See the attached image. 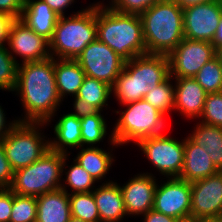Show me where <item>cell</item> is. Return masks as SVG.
Here are the masks:
<instances>
[{"instance_id":"cell-23","label":"cell","mask_w":222,"mask_h":222,"mask_svg":"<svg viewBox=\"0 0 222 222\" xmlns=\"http://www.w3.org/2000/svg\"><path fill=\"white\" fill-rule=\"evenodd\" d=\"M54 73L58 94L62 101L65 96H76L86 77L75 59L54 58Z\"/></svg>"},{"instance_id":"cell-42","label":"cell","mask_w":222,"mask_h":222,"mask_svg":"<svg viewBox=\"0 0 222 222\" xmlns=\"http://www.w3.org/2000/svg\"><path fill=\"white\" fill-rule=\"evenodd\" d=\"M42 1H44L58 16H66L65 10L75 2V0H42Z\"/></svg>"},{"instance_id":"cell-15","label":"cell","mask_w":222,"mask_h":222,"mask_svg":"<svg viewBox=\"0 0 222 222\" xmlns=\"http://www.w3.org/2000/svg\"><path fill=\"white\" fill-rule=\"evenodd\" d=\"M8 46L11 56L19 64L16 55L21 57L23 62L42 61L49 59L50 41L45 37L36 34L20 19H16L11 25L8 37ZM15 54V56H14Z\"/></svg>"},{"instance_id":"cell-32","label":"cell","mask_w":222,"mask_h":222,"mask_svg":"<svg viewBox=\"0 0 222 222\" xmlns=\"http://www.w3.org/2000/svg\"><path fill=\"white\" fill-rule=\"evenodd\" d=\"M37 200L35 196H21L13 193L10 222H36Z\"/></svg>"},{"instance_id":"cell-10","label":"cell","mask_w":222,"mask_h":222,"mask_svg":"<svg viewBox=\"0 0 222 222\" xmlns=\"http://www.w3.org/2000/svg\"><path fill=\"white\" fill-rule=\"evenodd\" d=\"M75 60L86 76L101 80L110 86L114 85L126 62L98 39L87 45Z\"/></svg>"},{"instance_id":"cell-40","label":"cell","mask_w":222,"mask_h":222,"mask_svg":"<svg viewBox=\"0 0 222 222\" xmlns=\"http://www.w3.org/2000/svg\"><path fill=\"white\" fill-rule=\"evenodd\" d=\"M15 20L16 18L9 14L0 13V47L6 46L8 43L11 25Z\"/></svg>"},{"instance_id":"cell-2","label":"cell","mask_w":222,"mask_h":222,"mask_svg":"<svg viewBox=\"0 0 222 222\" xmlns=\"http://www.w3.org/2000/svg\"><path fill=\"white\" fill-rule=\"evenodd\" d=\"M97 39L125 61L145 55L142 20L138 14L121 13L96 3Z\"/></svg>"},{"instance_id":"cell-29","label":"cell","mask_w":222,"mask_h":222,"mask_svg":"<svg viewBox=\"0 0 222 222\" xmlns=\"http://www.w3.org/2000/svg\"><path fill=\"white\" fill-rule=\"evenodd\" d=\"M101 113L102 111H99L97 114L80 119L82 146L95 147L103 142L108 134V125Z\"/></svg>"},{"instance_id":"cell-27","label":"cell","mask_w":222,"mask_h":222,"mask_svg":"<svg viewBox=\"0 0 222 222\" xmlns=\"http://www.w3.org/2000/svg\"><path fill=\"white\" fill-rule=\"evenodd\" d=\"M111 95H113L112 86L86 76L76 96L86 100L88 104L94 105L99 111H103V108H107Z\"/></svg>"},{"instance_id":"cell-13","label":"cell","mask_w":222,"mask_h":222,"mask_svg":"<svg viewBox=\"0 0 222 222\" xmlns=\"http://www.w3.org/2000/svg\"><path fill=\"white\" fill-rule=\"evenodd\" d=\"M222 208V171L191 182L190 220L216 219Z\"/></svg>"},{"instance_id":"cell-34","label":"cell","mask_w":222,"mask_h":222,"mask_svg":"<svg viewBox=\"0 0 222 222\" xmlns=\"http://www.w3.org/2000/svg\"><path fill=\"white\" fill-rule=\"evenodd\" d=\"M198 120L208 125L222 127V91L207 93L202 115Z\"/></svg>"},{"instance_id":"cell-19","label":"cell","mask_w":222,"mask_h":222,"mask_svg":"<svg viewBox=\"0 0 222 222\" xmlns=\"http://www.w3.org/2000/svg\"><path fill=\"white\" fill-rule=\"evenodd\" d=\"M217 172L219 170L215 167L209 154L187 136L184 141L183 168L178 178L191 183Z\"/></svg>"},{"instance_id":"cell-9","label":"cell","mask_w":222,"mask_h":222,"mask_svg":"<svg viewBox=\"0 0 222 222\" xmlns=\"http://www.w3.org/2000/svg\"><path fill=\"white\" fill-rule=\"evenodd\" d=\"M184 141L165 134L140 140L141 149L150 164L166 178L179 177L184 162Z\"/></svg>"},{"instance_id":"cell-7","label":"cell","mask_w":222,"mask_h":222,"mask_svg":"<svg viewBox=\"0 0 222 222\" xmlns=\"http://www.w3.org/2000/svg\"><path fill=\"white\" fill-rule=\"evenodd\" d=\"M66 154L47 150L36 162L14 171L10 190L21 196L38 197L60 189Z\"/></svg>"},{"instance_id":"cell-31","label":"cell","mask_w":222,"mask_h":222,"mask_svg":"<svg viewBox=\"0 0 222 222\" xmlns=\"http://www.w3.org/2000/svg\"><path fill=\"white\" fill-rule=\"evenodd\" d=\"M71 216L86 222H100L93 192L69 194Z\"/></svg>"},{"instance_id":"cell-4","label":"cell","mask_w":222,"mask_h":222,"mask_svg":"<svg viewBox=\"0 0 222 222\" xmlns=\"http://www.w3.org/2000/svg\"><path fill=\"white\" fill-rule=\"evenodd\" d=\"M140 18L146 54L169 55L184 38L183 9L172 0H159Z\"/></svg>"},{"instance_id":"cell-30","label":"cell","mask_w":222,"mask_h":222,"mask_svg":"<svg viewBox=\"0 0 222 222\" xmlns=\"http://www.w3.org/2000/svg\"><path fill=\"white\" fill-rule=\"evenodd\" d=\"M198 84L207 92L222 91V58L217 54L208 61L194 76Z\"/></svg>"},{"instance_id":"cell-45","label":"cell","mask_w":222,"mask_h":222,"mask_svg":"<svg viewBox=\"0 0 222 222\" xmlns=\"http://www.w3.org/2000/svg\"><path fill=\"white\" fill-rule=\"evenodd\" d=\"M172 1L177 3L182 9H185L191 6L207 3L213 0H172Z\"/></svg>"},{"instance_id":"cell-12","label":"cell","mask_w":222,"mask_h":222,"mask_svg":"<svg viewBox=\"0 0 222 222\" xmlns=\"http://www.w3.org/2000/svg\"><path fill=\"white\" fill-rule=\"evenodd\" d=\"M166 180L157 183L153 209L181 222L190 220L191 183L178 177Z\"/></svg>"},{"instance_id":"cell-28","label":"cell","mask_w":222,"mask_h":222,"mask_svg":"<svg viewBox=\"0 0 222 222\" xmlns=\"http://www.w3.org/2000/svg\"><path fill=\"white\" fill-rule=\"evenodd\" d=\"M173 77L169 75L164 81L155 86L144 96V100L155 107L165 117L174 109L175 84Z\"/></svg>"},{"instance_id":"cell-16","label":"cell","mask_w":222,"mask_h":222,"mask_svg":"<svg viewBox=\"0 0 222 222\" xmlns=\"http://www.w3.org/2000/svg\"><path fill=\"white\" fill-rule=\"evenodd\" d=\"M155 177L150 172H141L120 185L127 217L135 215L139 217L153 209L158 183Z\"/></svg>"},{"instance_id":"cell-35","label":"cell","mask_w":222,"mask_h":222,"mask_svg":"<svg viewBox=\"0 0 222 222\" xmlns=\"http://www.w3.org/2000/svg\"><path fill=\"white\" fill-rule=\"evenodd\" d=\"M159 0H109L108 6L121 13L140 15Z\"/></svg>"},{"instance_id":"cell-3","label":"cell","mask_w":222,"mask_h":222,"mask_svg":"<svg viewBox=\"0 0 222 222\" xmlns=\"http://www.w3.org/2000/svg\"><path fill=\"white\" fill-rule=\"evenodd\" d=\"M170 75L168 55L145 54L126 61L112 86L120 105L142 100Z\"/></svg>"},{"instance_id":"cell-48","label":"cell","mask_w":222,"mask_h":222,"mask_svg":"<svg viewBox=\"0 0 222 222\" xmlns=\"http://www.w3.org/2000/svg\"><path fill=\"white\" fill-rule=\"evenodd\" d=\"M201 222H219L217 219L201 220Z\"/></svg>"},{"instance_id":"cell-11","label":"cell","mask_w":222,"mask_h":222,"mask_svg":"<svg viewBox=\"0 0 222 222\" xmlns=\"http://www.w3.org/2000/svg\"><path fill=\"white\" fill-rule=\"evenodd\" d=\"M218 54L207 41L183 38L168 55L170 75L173 78H194L197 72Z\"/></svg>"},{"instance_id":"cell-36","label":"cell","mask_w":222,"mask_h":222,"mask_svg":"<svg viewBox=\"0 0 222 222\" xmlns=\"http://www.w3.org/2000/svg\"><path fill=\"white\" fill-rule=\"evenodd\" d=\"M14 171L12 170L6 153L0 141V188H10L13 181Z\"/></svg>"},{"instance_id":"cell-41","label":"cell","mask_w":222,"mask_h":222,"mask_svg":"<svg viewBox=\"0 0 222 222\" xmlns=\"http://www.w3.org/2000/svg\"><path fill=\"white\" fill-rule=\"evenodd\" d=\"M141 216H143V222H181L176 218L157 212L154 209L149 210Z\"/></svg>"},{"instance_id":"cell-21","label":"cell","mask_w":222,"mask_h":222,"mask_svg":"<svg viewBox=\"0 0 222 222\" xmlns=\"http://www.w3.org/2000/svg\"><path fill=\"white\" fill-rule=\"evenodd\" d=\"M37 200L36 222H69L71 217L69 193L62 189L44 193Z\"/></svg>"},{"instance_id":"cell-44","label":"cell","mask_w":222,"mask_h":222,"mask_svg":"<svg viewBox=\"0 0 222 222\" xmlns=\"http://www.w3.org/2000/svg\"><path fill=\"white\" fill-rule=\"evenodd\" d=\"M211 44L214 46V48L219 51L222 49V16L219 21V25L217 28V31L215 33L214 39L211 42Z\"/></svg>"},{"instance_id":"cell-1","label":"cell","mask_w":222,"mask_h":222,"mask_svg":"<svg viewBox=\"0 0 222 222\" xmlns=\"http://www.w3.org/2000/svg\"><path fill=\"white\" fill-rule=\"evenodd\" d=\"M13 92L20 97L25 112L24 117L16 121L50 124L62 104L55 82L54 58L20 62Z\"/></svg>"},{"instance_id":"cell-22","label":"cell","mask_w":222,"mask_h":222,"mask_svg":"<svg viewBox=\"0 0 222 222\" xmlns=\"http://www.w3.org/2000/svg\"><path fill=\"white\" fill-rule=\"evenodd\" d=\"M53 130L55 138H48L50 150L69 154L68 149L82 146L80 119L75 115L63 114Z\"/></svg>"},{"instance_id":"cell-14","label":"cell","mask_w":222,"mask_h":222,"mask_svg":"<svg viewBox=\"0 0 222 222\" xmlns=\"http://www.w3.org/2000/svg\"><path fill=\"white\" fill-rule=\"evenodd\" d=\"M222 16L218 0L183 9L184 37L212 42Z\"/></svg>"},{"instance_id":"cell-47","label":"cell","mask_w":222,"mask_h":222,"mask_svg":"<svg viewBox=\"0 0 222 222\" xmlns=\"http://www.w3.org/2000/svg\"><path fill=\"white\" fill-rule=\"evenodd\" d=\"M219 222H222V208L220 210V213L218 215V217L216 218Z\"/></svg>"},{"instance_id":"cell-33","label":"cell","mask_w":222,"mask_h":222,"mask_svg":"<svg viewBox=\"0 0 222 222\" xmlns=\"http://www.w3.org/2000/svg\"><path fill=\"white\" fill-rule=\"evenodd\" d=\"M18 63L7 46L0 47V90L13 92L17 81Z\"/></svg>"},{"instance_id":"cell-39","label":"cell","mask_w":222,"mask_h":222,"mask_svg":"<svg viewBox=\"0 0 222 222\" xmlns=\"http://www.w3.org/2000/svg\"><path fill=\"white\" fill-rule=\"evenodd\" d=\"M24 7V0H0V13H6L20 19Z\"/></svg>"},{"instance_id":"cell-18","label":"cell","mask_w":222,"mask_h":222,"mask_svg":"<svg viewBox=\"0 0 222 222\" xmlns=\"http://www.w3.org/2000/svg\"><path fill=\"white\" fill-rule=\"evenodd\" d=\"M97 187L92 192L100 216V222L123 221L127 213L120 184L110 180L109 182L104 181Z\"/></svg>"},{"instance_id":"cell-24","label":"cell","mask_w":222,"mask_h":222,"mask_svg":"<svg viewBox=\"0 0 222 222\" xmlns=\"http://www.w3.org/2000/svg\"><path fill=\"white\" fill-rule=\"evenodd\" d=\"M80 151L75 156L74 160L83 167L91 177L97 182H101L102 179L109 174L114 160V155L111 153L113 149L108 152L98 146H81Z\"/></svg>"},{"instance_id":"cell-49","label":"cell","mask_w":222,"mask_h":222,"mask_svg":"<svg viewBox=\"0 0 222 222\" xmlns=\"http://www.w3.org/2000/svg\"><path fill=\"white\" fill-rule=\"evenodd\" d=\"M218 54L221 56L222 58V49L218 51Z\"/></svg>"},{"instance_id":"cell-43","label":"cell","mask_w":222,"mask_h":222,"mask_svg":"<svg viewBox=\"0 0 222 222\" xmlns=\"http://www.w3.org/2000/svg\"><path fill=\"white\" fill-rule=\"evenodd\" d=\"M5 116L6 115H5L4 109L0 105V141L7 134V131L10 129V127L16 121V120H12L11 122L6 121L7 118Z\"/></svg>"},{"instance_id":"cell-17","label":"cell","mask_w":222,"mask_h":222,"mask_svg":"<svg viewBox=\"0 0 222 222\" xmlns=\"http://www.w3.org/2000/svg\"><path fill=\"white\" fill-rule=\"evenodd\" d=\"M175 84V111L186 118L199 119L207 92L194 78H173Z\"/></svg>"},{"instance_id":"cell-25","label":"cell","mask_w":222,"mask_h":222,"mask_svg":"<svg viewBox=\"0 0 222 222\" xmlns=\"http://www.w3.org/2000/svg\"><path fill=\"white\" fill-rule=\"evenodd\" d=\"M188 137L209 154L215 167L222 171V127L198 122Z\"/></svg>"},{"instance_id":"cell-20","label":"cell","mask_w":222,"mask_h":222,"mask_svg":"<svg viewBox=\"0 0 222 222\" xmlns=\"http://www.w3.org/2000/svg\"><path fill=\"white\" fill-rule=\"evenodd\" d=\"M59 16L42 0H24L20 20L36 34L51 40Z\"/></svg>"},{"instance_id":"cell-8","label":"cell","mask_w":222,"mask_h":222,"mask_svg":"<svg viewBox=\"0 0 222 222\" xmlns=\"http://www.w3.org/2000/svg\"><path fill=\"white\" fill-rule=\"evenodd\" d=\"M44 126L48 125L45 122L15 121L2 138L13 171L31 165L49 150V139L41 132Z\"/></svg>"},{"instance_id":"cell-46","label":"cell","mask_w":222,"mask_h":222,"mask_svg":"<svg viewBox=\"0 0 222 222\" xmlns=\"http://www.w3.org/2000/svg\"><path fill=\"white\" fill-rule=\"evenodd\" d=\"M69 222H86V221L71 216Z\"/></svg>"},{"instance_id":"cell-5","label":"cell","mask_w":222,"mask_h":222,"mask_svg":"<svg viewBox=\"0 0 222 222\" xmlns=\"http://www.w3.org/2000/svg\"><path fill=\"white\" fill-rule=\"evenodd\" d=\"M59 16L52 39L50 53L55 59H76L87 45L97 39L96 3Z\"/></svg>"},{"instance_id":"cell-26","label":"cell","mask_w":222,"mask_h":222,"mask_svg":"<svg viewBox=\"0 0 222 222\" xmlns=\"http://www.w3.org/2000/svg\"><path fill=\"white\" fill-rule=\"evenodd\" d=\"M68 156H70V154H66V157L64 159L63 166H62V172H64L66 176L65 178L62 177V181L64 183L61 184L60 189L64 190L65 192L69 194L92 192L96 188L94 186L96 181L74 159H73L74 165L67 166L66 161L69 159ZM67 187H70L72 191L71 193L68 192V190L66 189Z\"/></svg>"},{"instance_id":"cell-50","label":"cell","mask_w":222,"mask_h":222,"mask_svg":"<svg viewBox=\"0 0 222 222\" xmlns=\"http://www.w3.org/2000/svg\"><path fill=\"white\" fill-rule=\"evenodd\" d=\"M183 222H201V221L188 220V221H183Z\"/></svg>"},{"instance_id":"cell-38","label":"cell","mask_w":222,"mask_h":222,"mask_svg":"<svg viewBox=\"0 0 222 222\" xmlns=\"http://www.w3.org/2000/svg\"><path fill=\"white\" fill-rule=\"evenodd\" d=\"M73 99L74 112H69L71 115H75L77 118L82 119L86 116H91L99 112L94 105L88 104L86 100L77 96H74Z\"/></svg>"},{"instance_id":"cell-6","label":"cell","mask_w":222,"mask_h":222,"mask_svg":"<svg viewBox=\"0 0 222 222\" xmlns=\"http://www.w3.org/2000/svg\"><path fill=\"white\" fill-rule=\"evenodd\" d=\"M123 107L124 111L115 110L120 115L108 138L113 148L131 141L136 145L142 139L163 134L166 118L147 101L142 99Z\"/></svg>"},{"instance_id":"cell-37","label":"cell","mask_w":222,"mask_h":222,"mask_svg":"<svg viewBox=\"0 0 222 222\" xmlns=\"http://www.w3.org/2000/svg\"><path fill=\"white\" fill-rule=\"evenodd\" d=\"M13 206V192L9 188H0V222H10Z\"/></svg>"}]
</instances>
